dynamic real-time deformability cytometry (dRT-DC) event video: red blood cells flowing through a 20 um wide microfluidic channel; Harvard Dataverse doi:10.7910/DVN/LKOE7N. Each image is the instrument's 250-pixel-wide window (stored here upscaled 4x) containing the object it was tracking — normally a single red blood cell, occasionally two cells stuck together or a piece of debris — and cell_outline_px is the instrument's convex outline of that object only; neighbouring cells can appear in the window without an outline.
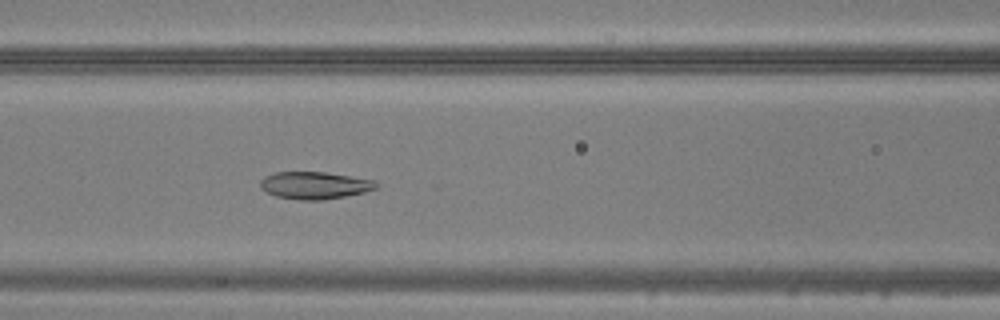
{"species": "common noctule bat (a hibernating species)", "species_latin": "Nyctalus noctula", "temperature_condition": "warm", "stored_images_in_passage": 49, "camera_frame_rate_fps": 3000, "um_per_image_px": 0.085, "animal": {"sex": "male", "body_mass_g": 20.5, "forearm_length_mm": 52.5}, "frame": {"image": 1, "passage_image": 21, "time_ms": 6.667, "image_size_px": [1000, 320], "cell_outline_px": [[380, 184], [376, 188], [364, 192], [344, 196], [320, 200], [300, 200], [276, 196], [260, 188], [260, 180], [264, 176], [276, 172], [324, 172], [376, 180]], "centroid_in_image_um": [26.75, 15.75], "position_along_channel_um": 139.8, "area_um2": 18.38}}
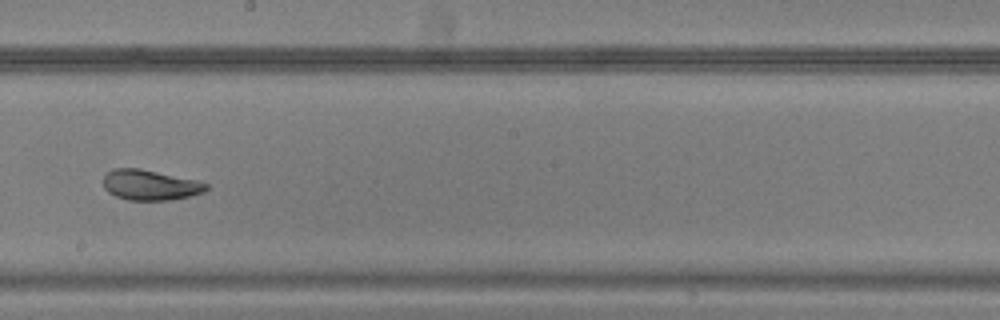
{"frame": {"image": 2, "passage_image": 28, "time_ms": 9.0, "image_size_px": [1000, 320], "cell_outline_px": [[208, 188], [204, 192], [172, 200], [128, 200], [116, 196], [108, 192], [104, 188], [104, 176], [112, 168], [140, 168], [196, 180], [208, 184]], "centroid_in_image_um": [12.75, 15.72], "position_along_channel_um": 235.5, "area_um2": 18.15}}
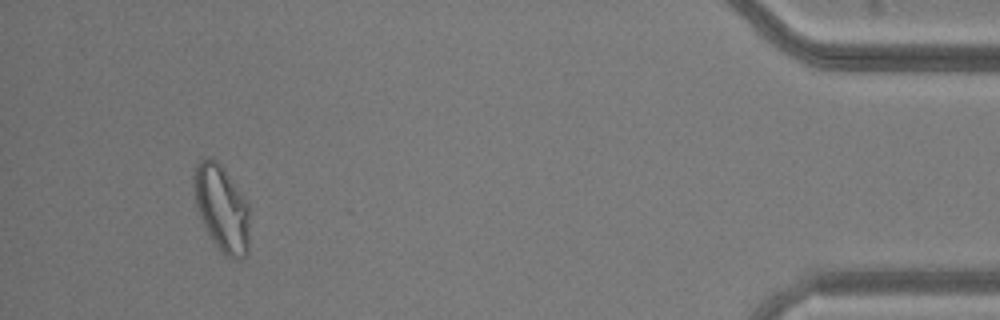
{"frame": {"image": 3, "passage_image": 46, "time_ms": 15.0, "image_size_px": [1000, 320], "cell_outline_px": [[248, 252], [240, 260], [232, 260], [224, 256], [212, 240], [200, 216], [196, 204], [192, 176], [196, 164], [200, 160], [208, 156], [216, 160], [244, 196], [248, 204]], "centroid_in_image_um": [18.84, 17.72], "position_along_channel_um": 416.4, "area_um2": 27.92}}